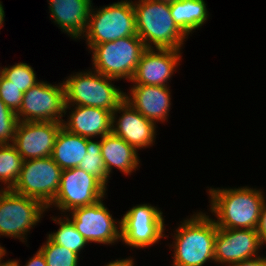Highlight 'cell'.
I'll return each mask as SVG.
<instances>
[{"mask_svg": "<svg viewBox=\"0 0 266 266\" xmlns=\"http://www.w3.org/2000/svg\"><path fill=\"white\" fill-rule=\"evenodd\" d=\"M209 190V191H208ZM210 212L218 228L257 229L261 208L265 200L262 189L248 186L238 188L207 189Z\"/></svg>", "mask_w": 266, "mask_h": 266, "instance_id": "1", "label": "cell"}, {"mask_svg": "<svg viewBox=\"0 0 266 266\" xmlns=\"http://www.w3.org/2000/svg\"><path fill=\"white\" fill-rule=\"evenodd\" d=\"M217 226L213 218L204 212L194 213L184 219L174 231L172 266H203L214 263Z\"/></svg>", "mask_w": 266, "mask_h": 266, "instance_id": "2", "label": "cell"}, {"mask_svg": "<svg viewBox=\"0 0 266 266\" xmlns=\"http://www.w3.org/2000/svg\"><path fill=\"white\" fill-rule=\"evenodd\" d=\"M137 35L146 48L181 50L188 37L171 16L169 0L133 2Z\"/></svg>", "mask_w": 266, "mask_h": 266, "instance_id": "3", "label": "cell"}, {"mask_svg": "<svg viewBox=\"0 0 266 266\" xmlns=\"http://www.w3.org/2000/svg\"><path fill=\"white\" fill-rule=\"evenodd\" d=\"M89 70L76 72L63 80L65 105L90 106L113 112L124 100V92L112 83L118 80Z\"/></svg>", "mask_w": 266, "mask_h": 266, "instance_id": "4", "label": "cell"}, {"mask_svg": "<svg viewBox=\"0 0 266 266\" xmlns=\"http://www.w3.org/2000/svg\"><path fill=\"white\" fill-rule=\"evenodd\" d=\"M147 48L138 35L93 45L92 70L117 80H132Z\"/></svg>", "mask_w": 266, "mask_h": 266, "instance_id": "5", "label": "cell"}, {"mask_svg": "<svg viewBox=\"0 0 266 266\" xmlns=\"http://www.w3.org/2000/svg\"><path fill=\"white\" fill-rule=\"evenodd\" d=\"M90 9L88 24L82 38L90 49L93 45L135 36L136 21L132 0H121L107 6Z\"/></svg>", "mask_w": 266, "mask_h": 266, "instance_id": "6", "label": "cell"}, {"mask_svg": "<svg viewBox=\"0 0 266 266\" xmlns=\"http://www.w3.org/2000/svg\"><path fill=\"white\" fill-rule=\"evenodd\" d=\"M45 211L39 200L0 188V237L26 242V234L42 220Z\"/></svg>", "mask_w": 266, "mask_h": 266, "instance_id": "7", "label": "cell"}, {"mask_svg": "<svg viewBox=\"0 0 266 266\" xmlns=\"http://www.w3.org/2000/svg\"><path fill=\"white\" fill-rule=\"evenodd\" d=\"M107 187L92 174L79 167L62 170L60 186L54 201L47 207L58 208L63 214L92 205L104 198Z\"/></svg>", "mask_w": 266, "mask_h": 266, "instance_id": "8", "label": "cell"}, {"mask_svg": "<svg viewBox=\"0 0 266 266\" xmlns=\"http://www.w3.org/2000/svg\"><path fill=\"white\" fill-rule=\"evenodd\" d=\"M62 169L49 157L24 160L12 190L39 200L46 208L54 201L60 186Z\"/></svg>", "mask_w": 266, "mask_h": 266, "instance_id": "9", "label": "cell"}, {"mask_svg": "<svg viewBox=\"0 0 266 266\" xmlns=\"http://www.w3.org/2000/svg\"><path fill=\"white\" fill-rule=\"evenodd\" d=\"M163 212L151 204L133 206L121 218V241L131 248H149L163 237Z\"/></svg>", "mask_w": 266, "mask_h": 266, "instance_id": "10", "label": "cell"}, {"mask_svg": "<svg viewBox=\"0 0 266 266\" xmlns=\"http://www.w3.org/2000/svg\"><path fill=\"white\" fill-rule=\"evenodd\" d=\"M64 84L52 85L44 81L23 93L22 105L16 113L24 122H62L65 115Z\"/></svg>", "mask_w": 266, "mask_h": 266, "instance_id": "11", "label": "cell"}, {"mask_svg": "<svg viewBox=\"0 0 266 266\" xmlns=\"http://www.w3.org/2000/svg\"><path fill=\"white\" fill-rule=\"evenodd\" d=\"M103 200L73 209L66 216L71 214L69 219L88 243L113 245L121 241V220L116 221L112 217Z\"/></svg>", "mask_w": 266, "mask_h": 266, "instance_id": "12", "label": "cell"}, {"mask_svg": "<svg viewBox=\"0 0 266 266\" xmlns=\"http://www.w3.org/2000/svg\"><path fill=\"white\" fill-rule=\"evenodd\" d=\"M261 247L256 229L217 228L214 263L230 266L257 257Z\"/></svg>", "mask_w": 266, "mask_h": 266, "instance_id": "13", "label": "cell"}, {"mask_svg": "<svg viewBox=\"0 0 266 266\" xmlns=\"http://www.w3.org/2000/svg\"><path fill=\"white\" fill-rule=\"evenodd\" d=\"M62 122H24L16 127L13 145L24 160L49 157Z\"/></svg>", "mask_w": 266, "mask_h": 266, "instance_id": "14", "label": "cell"}, {"mask_svg": "<svg viewBox=\"0 0 266 266\" xmlns=\"http://www.w3.org/2000/svg\"><path fill=\"white\" fill-rule=\"evenodd\" d=\"M156 127L154 122L145 118L125 100L112 112V133L124 139L137 151L154 145Z\"/></svg>", "mask_w": 266, "mask_h": 266, "instance_id": "15", "label": "cell"}, {"mask_svg": "<svg viewBox=\"0 0 266 266\" xmlns=\"http://www.w3.org/2000/svg\"><path fill=\"white\" fill-rule=\"evenodd\" d=\"M181 50L147 48L141 56L133 84L167 86L168 81L180 65Z\"/></svg>", "mask_w": 266, "mask_h": 266, "instance_id": "16", "label": "cell"}, {"mask_svg": "<svg viewBox=\"0 0 266 266\" xmlns=\"http://www.w3.org/2000/svg\"><path fill=\"white\" fill-rule=\"evenodd\" d=\"M130 88L129 93L124 92V100L133 108L155 124L167 120L171 108L169 87L133 84Z\"/></svg>", "mask_w": 266, "mask_h": 266, "instance_id": "17", "label": "cell"}, {"mask_svg": "<svg viewBox=\"0 0 266 266\" xmlns=\"http://www.w3.org/2000/svg\"><path fill=\"white\" fill-rule=\"evenodd\" d=\"M67 109H70L71 113L69 112L67 122L62 121V127L68 132L88 139L102 138L112 133L111 111L90 106L65 105L64 115H66Z\"/></svg>", "mask_w": 266, "mask_h": 266, "instance_id": "18", "label": "cell"}, {"mask_svg": "<svg viewBox=\"0 0 266 266\" xmlns=\"http://www.w3.org/2000/svg\"><path fill=\"white\" fill-rule=\"evenodd\" d=\"M49 13L61 31L73 39L85 33L92 0H48Z\"/></svg>", "mask_w": 266, "mask_h": 266, "instance_id": "19", "label": "cell"}, {"mask_svg": "<svg viewBox=\"0 0 266 266\" xmlns=\"http://www.w3.org/2000/svg\"><path fill=\"white\" fill-rule=\"evenodd\" d=\"M100 142L101 155L109 176L115 167L126 176L138 169V151L124 139L110 133L100 138Z\"/></svg>", "mask_w": 266, "mask_h": 266, "instance_id": "20", "label": "cell"}, {"mask_svg": "<svg viewBox=\"0 0 266 266\" xmlns=\"http://www.w3.org/2000/svg\"><path fill=\"white\" fill-rule=\"evenodd\" d=\"M87 154V138L68 132L61 127L51 158L62 169L78 167Z\"/></svg>", "mask_w": 266, "mask_h": 266, "instance_id": "21", "label": "cell"}, {"mask_svg": "<svg viewBox=\"0 0 266 266\" xmlns=\"http://www.w3.org/2000/svg\"><path fill=\"white\" fill-rule=\"evenodd\" d=\"M169 5L174 23L187 37L209 18L205 0H170Z\"/></svg>", "mask_w": 266, "mask_h": 266, "instance_id": "22", "label": "cell"}, {"mask_svg": "<svg viewBox=\"0 0 266 266\" xmlns=\"http://www.w3.org/2000/svg\"><path fill=\"white\" fill-rule=\"evenodd\" d=\"M24 159L13 144H0V182L1 189H12L16 184Z\"/></svg>", "mask_w": 266, "mask_h": 266, "instance_id": "23", "label": "cell"}, {"mask_svg": "<svg viewBox=\"0 0 266 266\" xmlns=\"http://www.w3.org/2000/svg\"><path fill=\"white\" fill-rule=\"evenodd\" d=\"M63 218H52L55 223L60 227L56 232L48 234V238L58 245L64 246L68 250L80 255L81 250L85 248L88 242L85 238L76 230L73 222L63 214Z\"/></svg>", "mask_w": 266, "mask_h": 266, "instance_id": "24", "label": "cell"}, {"mask_svg": "<svg viewBox=\"0 0 266 266\" xmlns=\"http://www.w3.org/2000/svg\"><path fill=\"white\" fill-rule=\"evenodd\" d=\"M78 167L86 173L95 176L107 187L108 179L111 176H109L105 169V164L101 155L100 140L94 141L87 138V154Z\"/></svg>", "mask_w": 266, "mask_h": 266, "instance_id": "25", "label": "cell"}, {"mask_svg": "<svg viewBox=\"0 0 266 266\" xmlns=\"http://www.w3.org/2000/svg\"><path fill=\"white\" fill-rule=\"evenodd\" d=\"M0 73L19 88V91L25 93L28 89L36 85L39 80L36 77L34 69L27 63H16L12 66L0 67Z\"/></svg>", "mask_w": 266, "mask_h": 266, "instance_id": "26", "label": "cell"}, {"mask_svg": "<svg viewBox=\"0 0 266 266\" xmlns=\"http://www.w3.org/2000/svg\"><path fill=\"white\" fill-rule=\"evenodd\" d=\"M46 238L39 250L43 253L47 266H78V254Z\"/></svg>", "mask_w": 266, "mask_h": 266, "instance_id": "27", "label": "cell"}, {"mask_svg": "<svg viewBox=\"0 0 266 266\" xmlns=\"http://www.w3.org/2000/svg\"><path fill=\"white\" fill-rule=\"evenodd\" d=\"M18 122L16 113L0 99V144H13Z\"/></svg>", "mask_w": 266, "mask_h": 266, "instance_id": "28", "label": "cell"}, {"mask_svg": "<svg viewBox=\"0 0 266 266\" xmlns=\"http://www.w3.org/2000/svg\"><path fill=\"white\" fill-rule=\"evenodd\" d=\"M0 99L13 112L17 113L22 105L23 93L0 73Z\"/></svg>", "mask_w": 266, "mask_h": 266, "instance_id": "29", "label": "cell"}, {"mask_svg": "<svg viewBox=\"0 0 266 266\" xmlns=\"http://www.w3.org/2000/svg\"><path fill=\"white\" fill-rule=\"evenodd\" d=\"M256 230L262 245H266V198L261 208L259 223Z\"/></svg>", "mask_w": 266, "mask_h": 266, "instance_id": "30", "label": "cell"}, {"mask_svg": "<svg viewBox=\"0 0 266 266\" xmlns=\"http://www.w3.org/2000/svg\"><path fill=\"white\" fill-rule=\"evenodd\" d=\"M16 266H20L19 260H16ZM24 266H47L43 253L38 249L33 257L29 258L28 262Z\"/></svg>", "mask_w": 266, "mask_h": 266, "instance_id": "31", "label": "cell"}, {"mask_svg": "<svg viewBox=\"0 0 266 266\" xmlns=\"http://www.w3.org/2000/svg\"><path fill=\"white\" fill-rule=\"evenodd\" d=\"M230 266H266V257L264 256L260 257L259 255L257 257H253L250 259H246V260L234 263Z\"/></svg>", "mask_w": 266, "mask_h": 266, "instance_id": "32", "label": "cell"}, {"mask_svg": "<svg viewBox=\"0 0 266 266\" xmlns=\"http://www.w3.org/2000/svg\"><path fill=\"white\" fill-rule=\"evenodd\" d=\"M134 259L133 258H126V259H117L114 261L109 262L108 264L104 266H135L134 265Z\"/></svg>", "mask_w": 266, "mask_h": 266, "instance_id": "33", "label": "cell"}, {"mask_svg": "<svg viewBox=\"0 0 266 266\" xmlns=\"http://www.w3.org/2000/svg\"><path fill=\"white\" fill-rule=\"evenodd\" d=\"M4 18H5V11L2 2L0 1V29L1 27H3V22L5 21Z\"/></svg>", "mask_w": 266, "mask_h": 266, "instance_id": "34", "label": "cell"}, {"mask_svg": "<svg viewBox=\"0 0 266 266\" xmlns=\"http://www.w3.org/2000/svg\"><path fill=\"white\" fill-rule=\"evenodd\" d=\"M0 266H16V261L15 259H11V260H8V261H5L3 260V262L0 264Z\"/></svg>", "mask_w": 266, "mask_h": 266, "instance_id": "35", "label": "cell"}, {"mask_svg": "<svg viewBox=\"0 0 266 266\" xmlns=\"http://www.w3.org/2000/svg\"><path fill=\"white\" fill-rule=\"evenodd\" d=\"M6 249L0 244V264L3 262V256H6Z\"/></svg>", "mask_w": 266, "mask_h": 266, "instance_id": "36", "label": "cell"}]
</instances>
